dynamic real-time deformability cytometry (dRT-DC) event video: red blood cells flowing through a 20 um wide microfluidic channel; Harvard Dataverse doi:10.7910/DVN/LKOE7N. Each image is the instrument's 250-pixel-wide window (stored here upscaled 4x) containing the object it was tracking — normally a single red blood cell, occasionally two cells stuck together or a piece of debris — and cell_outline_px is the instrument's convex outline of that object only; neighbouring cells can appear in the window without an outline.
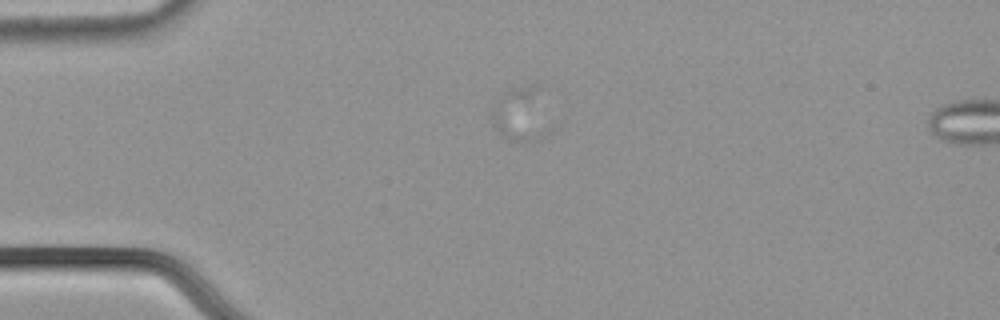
{"species": "common noctule bat (a hibernating species)", "species_latin": "Nyctalus noctula", "temperature_condition": "cold", "stored_images_in_passage": 8, "camera_frame_rate_fps": 3000, "um_per_image_px": 0.085, "animal": {"sex": "male", "body_mass_g": 21.5, "forearm_length_mm": 52.0}, "frame": {"image": 1, "passage_image": 4, "time_ms": 1.0, "image_size_px": [1000, 320], "cell_outline_px": [[540, 88], [524, 144], [508, 136], [496, 128], [492, 124], [492, 112], [496, 100], [500, 92], [532, 84], [536, 84]], "centroid_in_image_um": [43.81, 9.45], "position_along_channel_um": 41.2, "area_um2": 13.58}}